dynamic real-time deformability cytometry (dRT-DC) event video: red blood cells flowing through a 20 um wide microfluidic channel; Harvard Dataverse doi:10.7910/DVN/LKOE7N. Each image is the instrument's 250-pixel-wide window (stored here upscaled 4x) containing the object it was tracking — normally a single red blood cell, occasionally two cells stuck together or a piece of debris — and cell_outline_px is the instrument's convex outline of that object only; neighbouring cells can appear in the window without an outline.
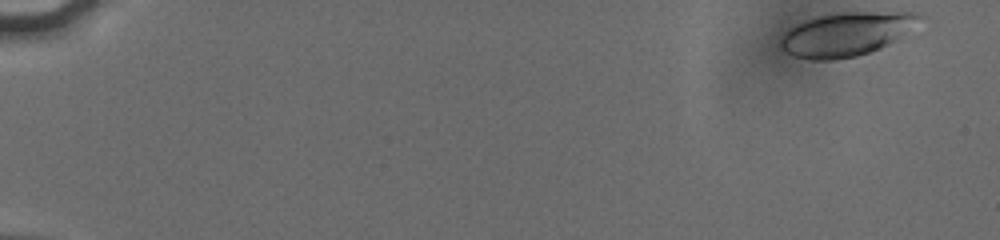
{"species": "human", "species_latin": "Homo sapiens", "temperature_condition": "cold", "stored_images_in_passage": 33, "camera_frame_rate_fps": 3000, "um_per_image_px": 0.085, "donor": {"sex": "male"}, "frame": {"image": 1, "passage_image": 1, "time_ms": 0.0, "image_size_px": [1000, 240], "cell_outline_px": [[924, 16], [888, 44], [880, 48], [856, 56], [832, 60], [812, 60], [792, 56], [780, 44], [780, 36], [788, 28], [796, 24], [820, 16], [844, 12], [920, 12]], "centroid_in_image_um": [71.87, 2.9], "position_along_channel_um": 13.1, "area_um2": 34.68}}
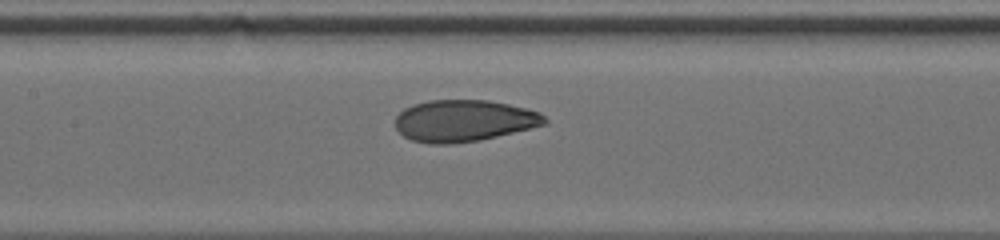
{"frame": {"image": 2, "passage_image": 24, "time_ms": 8.667, "image_size_px": [1000, 240], "cell_outline_px": [[548, 124], [480, 140], [448, 144], [432, 144], [412, 140], [404, 136], [396, 128], [396, 116], [404, 108], [412, 104], [428, 100], [488, 100], [528, 108], [540, 112], [548, 120]], "centroid_in_image_um": [39.45, 10.25], "position_along_channel_um": 168.0, "area_um2": 36.41}}
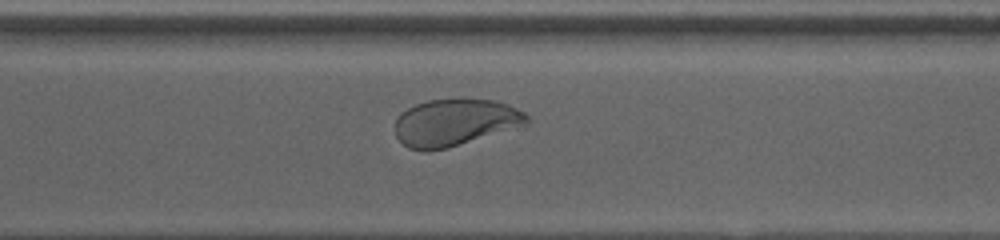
{"frame": {"image": 3, "passage_image": 31, "time_ms": 13.0, "image_size_px": [1000, 240], "cell_outline_px": [[528, 124], [448, 148], [428, 152], [424, 152], [408, 148], [396, 136], [396, 120], [408, 108], [416, 104], [428, 100], [496, 100], [508, 104], [524, 112], [528, 116]], "centroid_in_image_um": [38.68, 10.43], "position_along_channel_um": 331.9, "area_um2": 35.72}}